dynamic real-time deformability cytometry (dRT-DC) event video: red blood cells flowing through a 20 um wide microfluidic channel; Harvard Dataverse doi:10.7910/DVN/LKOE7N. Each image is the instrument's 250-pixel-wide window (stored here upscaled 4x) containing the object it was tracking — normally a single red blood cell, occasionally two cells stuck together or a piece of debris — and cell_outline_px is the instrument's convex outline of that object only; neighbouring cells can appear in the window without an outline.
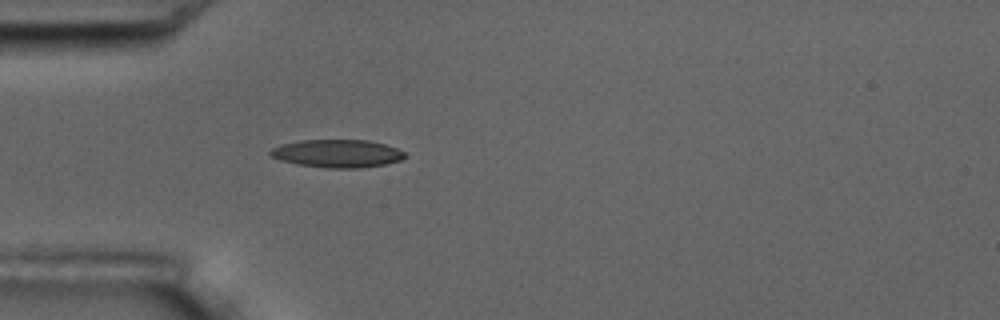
{"species": "common noctule bat (a hibernating species)", "species_latin": "Nyctalus noctula", "temperature_condition": "room temperature", "stored_images_in_passage": 1, "camera_frame_rate_fps": 3000, "um_per_image_px": 0.085, "animal": {"sex": "male", "body_mass_g": 17.5, "forearm_length_mm": 52.3}, "frame": {"image": 1, "passage_image": 1, "time_ms": 0.0, "image_size_px": [1000, 320], "cell_outline_px": [[408, 156], [400, 160], [384, 164], [360, 168], [328, 168], [300, 164], [280, 160], [272, 156], [268, 152], [272, 148], [284, 144], [300, 140], [368, 140], [384, 144], [396, 148], [404, 152]], "centroid_in_image_um": [28.69, 13.04], "position_along_channel_um": 56.3, "area_um2": 21.68}}